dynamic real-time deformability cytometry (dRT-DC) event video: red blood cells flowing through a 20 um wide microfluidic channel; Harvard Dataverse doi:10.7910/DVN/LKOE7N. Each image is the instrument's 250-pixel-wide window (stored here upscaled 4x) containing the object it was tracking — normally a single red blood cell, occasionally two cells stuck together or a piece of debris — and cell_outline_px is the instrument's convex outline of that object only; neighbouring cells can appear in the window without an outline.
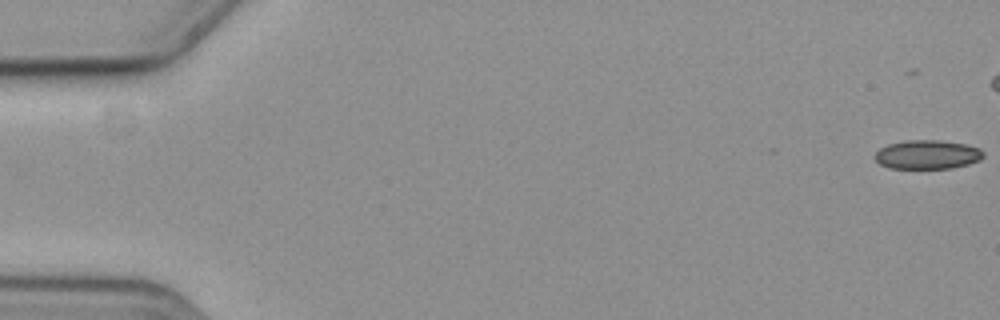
{"species": "common noctule bat (a hibernating species)", "species_latin": "Nyctalus noctula", "temperature_condition": "cold", "stored_images_in_passage": 9, "camera_frame_rate_fps": 3000, "um_per_image_px": 0.085, "animal": {"sex": "female", "body_mass_g": 19.3, "forearm_length_mm": 54.1}, "frame": {"image": 1, "passage_image": 2, "time_ms": 0.333, "image_size_px": [1000, 320], "cell_outline_px": [[984, 156], [980, 160], [968, 164], [952, 168], [888, 168], [880, 164], [872, 156], [880, 148], [888, 144], [904, 140], [940, 140], [964, 144], [980, 148], [984, 152]], "centroid_in_image_um": [78.81, 13.13], "position_along_channel_um": 6.2, "area_um2": 18.44}}